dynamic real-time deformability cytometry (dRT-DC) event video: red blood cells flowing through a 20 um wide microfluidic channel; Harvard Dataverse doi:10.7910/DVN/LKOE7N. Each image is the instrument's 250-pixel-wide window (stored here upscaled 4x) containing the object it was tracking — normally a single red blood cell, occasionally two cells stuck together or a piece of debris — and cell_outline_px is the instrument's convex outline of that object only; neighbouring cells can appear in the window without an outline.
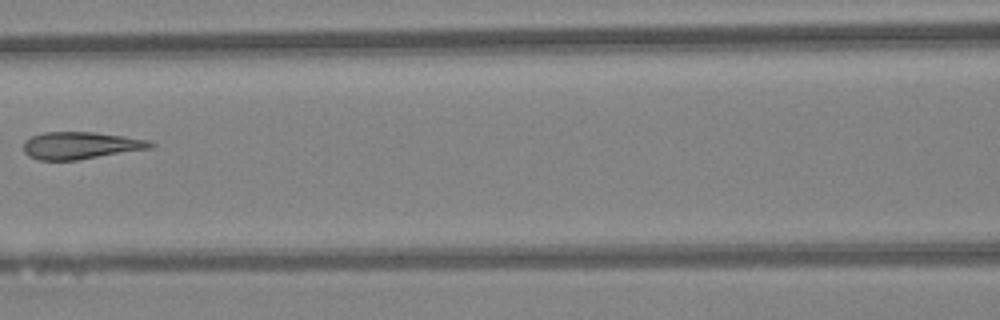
{"species": "Egyptian fruit bat (a non-hibernating species)", "species_latin": "Rousettus aegyptiacus", "temperature_condition": "warm", "stored_images_in_passage": 6, "camera_frame_rate_fps": 3000, "um_per_image_px": 0.085, "animal": {"sex": "female"}, "frame": {"image": 1, "passage_image": 6, "time_ms": 1.667, "image_size_px": [1000, 320], "cell_outline_px": [[156, 144], [152, 148], [76, 160], [40, 160], [28, 156], [24, 152], [24, 140], [32, 136], [44, 132], [92, 132], [124, 136], [148, 140]], "centroid_in_image_um": [6.84, 12.36], "position_along_channel_um": 159.8, "area_um2": 20.06}}